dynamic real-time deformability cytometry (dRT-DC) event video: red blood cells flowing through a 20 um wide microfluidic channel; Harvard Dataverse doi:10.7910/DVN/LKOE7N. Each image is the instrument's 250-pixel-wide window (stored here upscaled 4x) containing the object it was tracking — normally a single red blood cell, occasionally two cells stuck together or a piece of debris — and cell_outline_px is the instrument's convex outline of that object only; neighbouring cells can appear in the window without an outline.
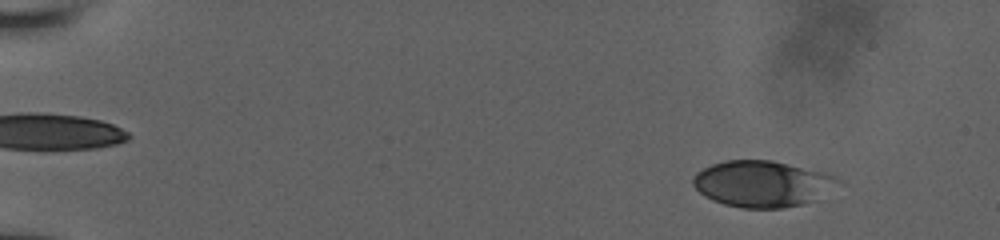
{"species": "human", "species_latin": "Homo sapiens", "temperature_condition": "room temperature", "stored_images_in_passage": 55, "camera_frame_rate_fps": 3000, "um_per_image_px": 0.085, "donor": {"sex": "male"}, "frame": {"image": 1, "passage_image": 6, "time_ms": 1.667, "image_size_px": [1000, 240], "cell_outline_px": [[844, 180], [812, 200], [804, 204], [780, 208], [740, 208], [724, 204], [712, 200], [704, 196], [692, 184], [692, 176], [696, 172], [712, 164], [724, 160], [772, 160], [828, 172]], "centroid_in_image_um": [64.77, 15.6], "position_along_channel_um": 20.2, "area_um2": 39.19}}
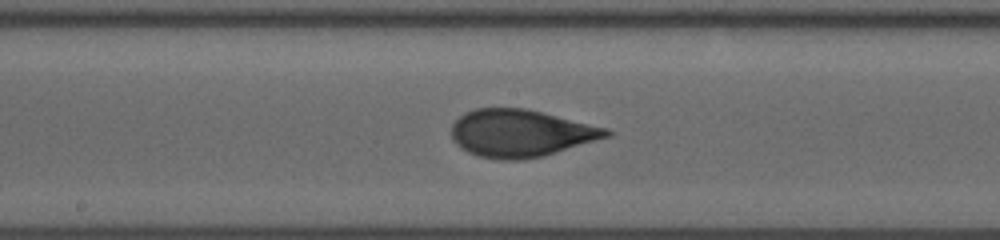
{"frame": {"image": 2, "passage_image": 31, "time_ms": 10.0, "image_size_px": [1000, 240], "cell_outline_px": [[616, 132], [612, 136], [544, 156], [524, 160], [500, 160], [480, 156], [468, 152], [460, 148], [452, 140], [452, 124], [464, 112], [476, 108], [524, 108], [608, 128]], "centroid_in_image_um": [44.28, 11.33], "position_along_channel_um": 203.9, "area_um2": 43.0}}
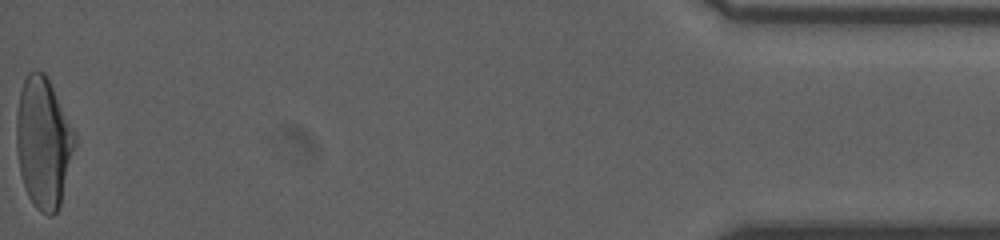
{"frame": {"image": 3, "passage_image": 55, "time_ms": 18.0, "image_size_px": [1000, 240], "cell_outline_px": [[76, 144], [60, 204], [56, 212], [52, 216], [48, 216], [40, 212], [36, 208], [28, 196], [20, 172], [16, 152], [16, 116], [20, 92], [24, 80], [28, 72], [44, 72], [76, 136]], "centroid_in_image_um": [3.67, 12.17], "position_along_channel_um": 431.5, "area_um2": 43.93}, "authors_computed_cell_mechanics": {"area_um2": 41.9628, "velocity_mm_per_s": 3.9292, "shape_relaxation_time_tau1_ms": 4.9996, "shape_relaxation_time_tau2_ms": 0.7906, "deformation_change_tau1": 0.1925, "deformation_change_tau2": 0.0669}}